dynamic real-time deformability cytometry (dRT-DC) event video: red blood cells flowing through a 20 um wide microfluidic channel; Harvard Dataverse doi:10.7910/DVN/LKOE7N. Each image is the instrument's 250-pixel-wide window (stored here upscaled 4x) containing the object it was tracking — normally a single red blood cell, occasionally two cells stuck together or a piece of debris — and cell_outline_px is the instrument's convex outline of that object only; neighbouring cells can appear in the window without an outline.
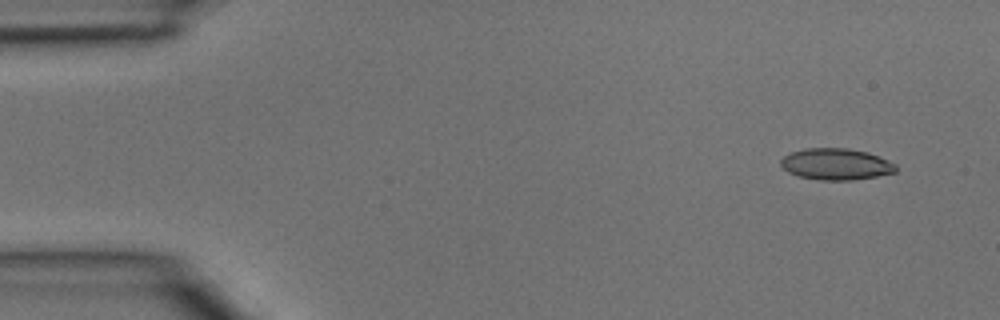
{"species": "common noctule bat (a hibernating species)", "species_latin": "Nyctalus noctula", "temperature_condition": "room temperature", "stored_images_in_passage": 3, "camera_frame_rate_fps": 3000, "um_per_image_px": 0.085, "animal": {"sex": "male", "body_mass_g": 15.6}, "frame": {"image": 1, "passage_image": 1, "time_ms": 0.0, "image_size_px": [1000, 320], "cell_outline_px": [[896, 172], [876, 176], [852, 180], [820, 180], [800, 176], [788, 172], [780, 164], [780, 160], [784, 156], [792, 152], [804, 148], [848, 148], [868, 152], [896, 164]], "centroid_in_image_um": [71.05, 13.95], "position_along_channel_um": 13.9, "area_um2": 20.98}}
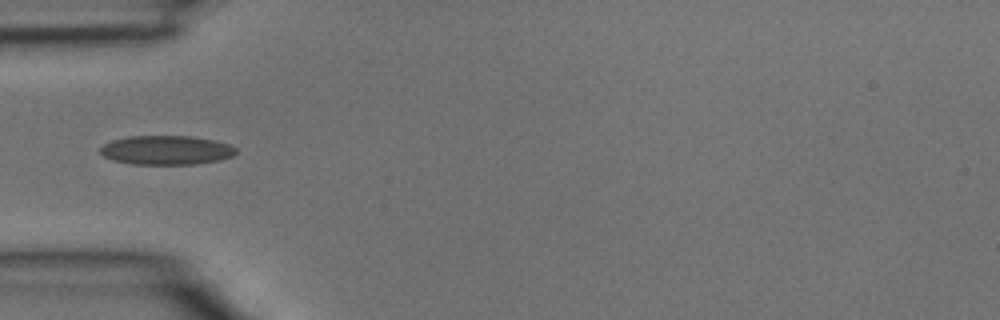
{"frame": {"image": 2, "passage_image": 3, "time_ms": 0.667, "image_size_px": [1000, 320], "cell_outline_px": [[236, 152], [232, 156], [220, 160], [196, 164], [132, 164], [112, 160], [104, 156], [100, 152], [100, 148], [104, 144], [112, 140], [128, 136], [192, 136], [212, 140], [228, 144], [236, 148]], "centroid_in_image_um": [14.12, 12.76], "position_along_channel_um": 70.9, "area_um2": 23.0}}